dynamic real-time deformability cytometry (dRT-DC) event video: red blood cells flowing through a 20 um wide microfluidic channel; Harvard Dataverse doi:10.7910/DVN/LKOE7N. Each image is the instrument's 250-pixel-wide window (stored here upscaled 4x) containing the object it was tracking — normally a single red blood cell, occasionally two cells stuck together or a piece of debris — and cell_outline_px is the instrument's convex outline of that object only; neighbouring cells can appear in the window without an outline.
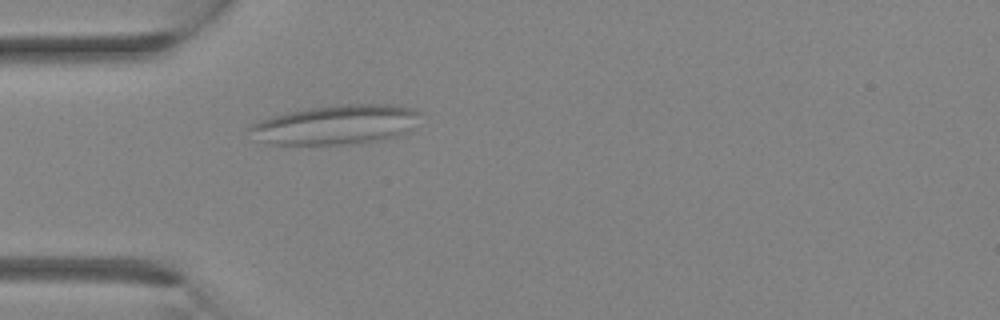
{"species": "Egyptian fruit bat (a non-hibernating species)", "species_latin": "Rousettus aegyptiacus", "temperature_condition": "room temperature", "stored_images_in_passage": 26, "camera_frame_rate_fps": 3000, "um_per_image_px": 0.085, "animal": {"sex": "female"}, "frame": {"image": 1, "passage_image": 3, "time_ms": 0.667, "image_size_px": [1000, 320], "cell_outline_px": [[424, 112], [408, 132], [396, 136], [380, 140], [360, 144], [268, 144], [260, 140], [248, 128], [252, 124], [260, 120], [288, 112], [308, 108], [336, 104], [392, 104], [412, 108]], "centroid_in_image_um": [28.65, 10.59], "position_along_channel_um": 56.4, "area_um2": 39.3}}
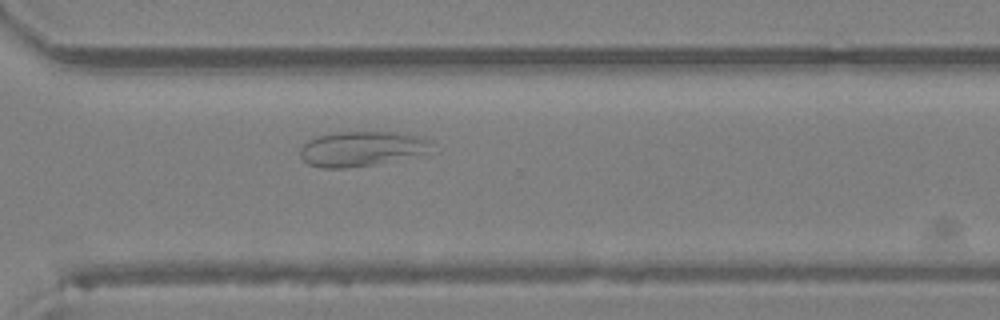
{"frame": {"image": 2, "passage_image": 17, "time_ms": 5.333, "image_size_px": [1000, 320], "cell_outline_px": [[432, 144], [428, 152], [376, 164], [348, 168], [320, 168], [308, 164], [300, 156], [300, 148], [308, 140], [316, 136], [336, 132], [396, 132], [424, 136], [432, 140]], "centroid_in_image_um": [30.73, 12.63], "position_along_channel_um": 339.9, "area_um2": 26.88}}
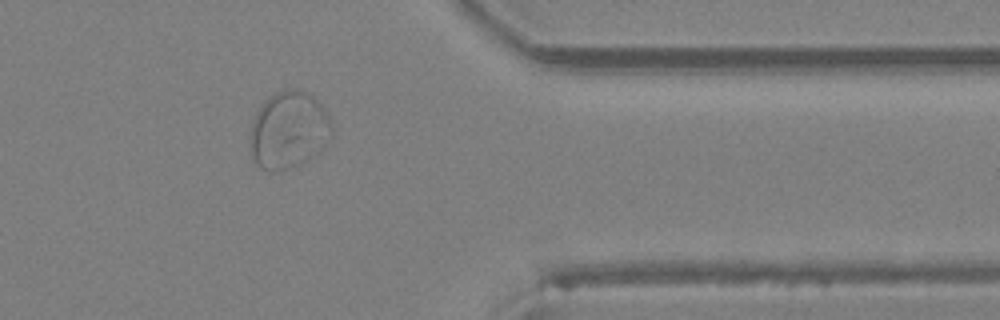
{"frame": {"image": 3, "passage_image": 20, "time_ms": 6.333, "image_size_px": [1000, 320], "cell_outline_px": [[332, 132], [324, 144], [308, 160], [280, 172], [272, 172], [260, 168], [256, 164], [252, 156], [252, 120], [256, 112], [264, 100], [276, 92], [292, 88], [296, 88], [312, 96], [320, 104], [328, 116], [332, 124]], "centroid_in_image_um": [24.51, 11.06], "position_along_channel_um": 386.9, "area_um2": 36.24}}